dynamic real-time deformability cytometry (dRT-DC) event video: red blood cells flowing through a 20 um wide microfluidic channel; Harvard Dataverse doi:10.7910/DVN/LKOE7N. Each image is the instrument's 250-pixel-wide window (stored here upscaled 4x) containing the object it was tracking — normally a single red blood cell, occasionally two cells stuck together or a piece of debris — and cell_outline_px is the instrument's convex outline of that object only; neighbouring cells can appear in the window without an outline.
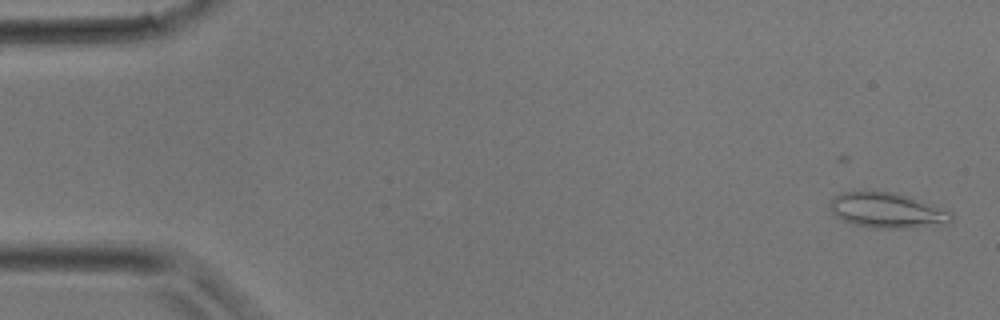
{"species": "common noctule bat (a hibernating species)", "species_latin": "Nyctalus noctula", "temperature_condition": "room temperature", "stored_images_in_passage": 37, "camera_frame_rate_fps": 3000, "um_per_image_px": 0.085, "animal": {"sex": "male", "body_mass_g": 17.9}, "frame": {"image": 1, "passage_image": 1, "time_ms": 0.0, "image_size_px": [1000, 320], "cell_outline_px": [[952, 220], [948, 224], [916, 228], [872, 228], [852, 224], [836, 216], [828, 208], [828, 204], [840, 192], [896, 192], [920, 200], [952, 212]], "centroid_in_image_um": [75.42, 17.9], "position_along_channel_um": 9.6, "area_um2": 25.03}}
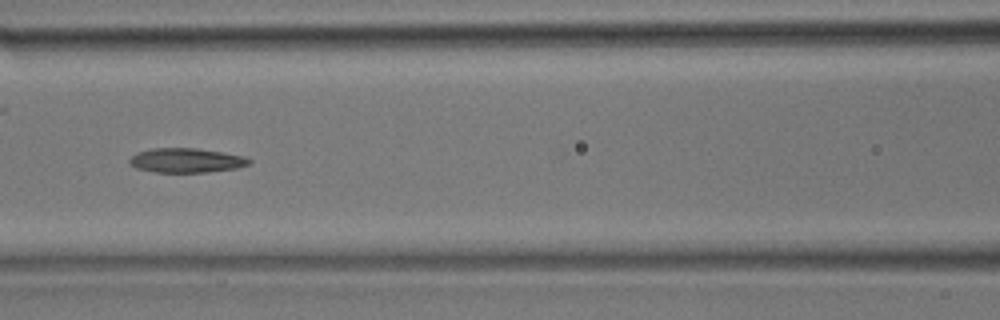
{"frame": {"image": 2, "passage_image": 16, "time_ms": 5.0, "image_size_px": [1000, 320], "cell_outline_px": [[252, 160], [248, 164], [236, 168], [208, 172], [156, 172], [136, 168], [128, 164], [128, 160], [136, 152], [152, 148], [196, 148], [244, 156]], "centroid_in_image_um": [15.78, 13.63], "position_along_channel_um": 150.8, "area_um2": 16.99}}
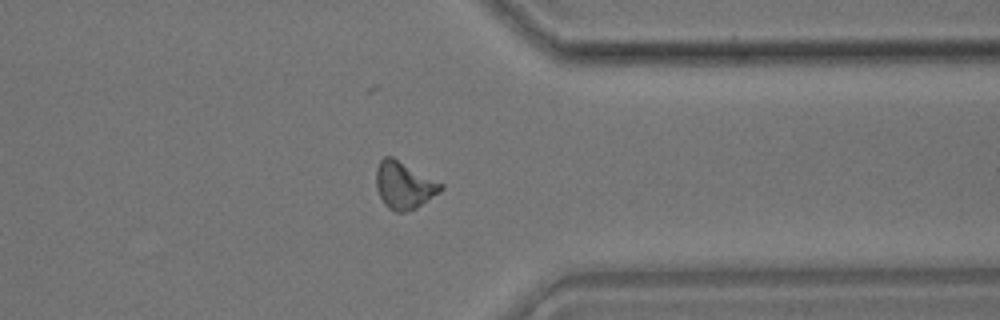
{"frame": {"image": 3, "passage_image": 29, "time_ms": 9.333, "image_size_px": [1000, 320], "cell_outline_px": [[444, 188], [440, 192], [416, 208], [404, 212], [396, 212], [388, 208], [384, 204], [376, 188], [376, 168], [380, 160], [384, 156], [392, 156], [444, 184]], "centroid_in_image_um": [34.34, 15.74], "position_along_channel_um": 377.1, "area_um2": 17.86}}